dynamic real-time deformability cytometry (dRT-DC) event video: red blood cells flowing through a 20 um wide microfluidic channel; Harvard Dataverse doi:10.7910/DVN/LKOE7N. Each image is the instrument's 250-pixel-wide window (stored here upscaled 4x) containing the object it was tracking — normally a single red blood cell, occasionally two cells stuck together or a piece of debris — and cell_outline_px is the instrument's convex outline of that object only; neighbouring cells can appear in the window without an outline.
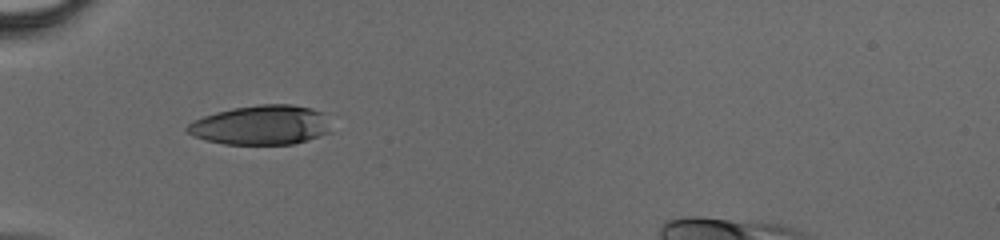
{"species": "human", "species_latin": "Homo sapiens", "temperature_condition": "cold", "stored_images_in_passage": 29, "camera_frame_rate_fps": 3000, "um_per_image_px": 0.085, "donor": {"sex": "male"}, "frame": {"image": 1, "passage_image": 1, "time_ms": 0.0, "image_size_px": [1000, 240], "cell_outline_px": [[332, 132], [308, 140], [292, 144], [224, 144], [204, 140], [184, 132], [184, 128], [188, 124], [204, 116], [216, 112], [232, 108], [260, 104], [292, 104], [312, 108], [324, 112]], "centroid_in_image_um": [22.2, 10.63], "position_along_channel_um": 62.8, "area_um2": 33.41}}
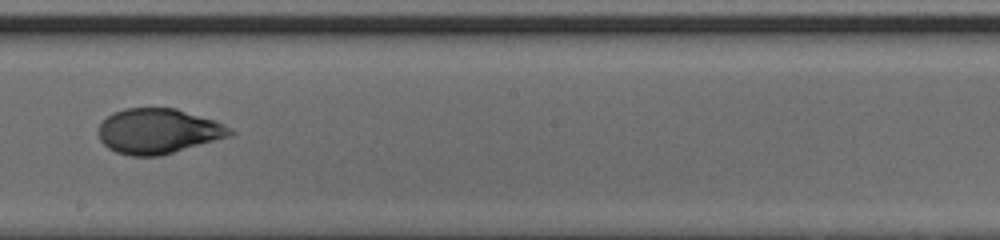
{"frame": {"image": 2, "passage_image": 13, "time_ms": 4.0, "image_size_px": [1000, 240], "cell_outline_px": [[236, 132], [228, 136], [160, 156], [132, 156], [116, 152], [108, 148], [100, 140], [96, 132], [100, 124], [112, 112], [124, 108], [176, 108], [216, 120], [232, 128]], "centroid_in_image_um": [13.42, 11.14], "position_along_channel_um": 234.8, "area_um2": 34.68}}
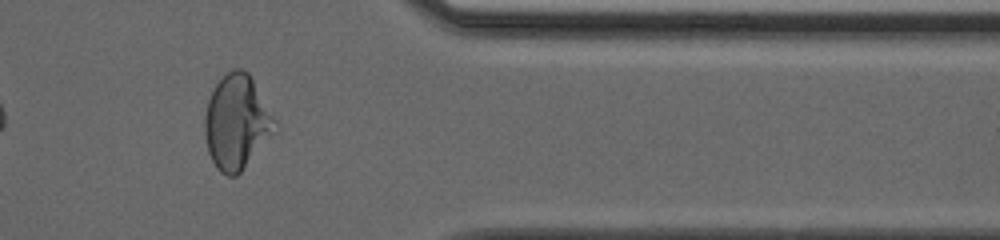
{"frame": {"image": 3, "passage_image": 24, "time_ms": 7.667, "image_size_px": [1000, 240], "cell_outline_px": [[280, 128], [240, 172], [236, 176], [228, 176], [220, 172], [216, 168], [208, 152], [204, 136], [204, 116], [208, 100], [216, 84], [232, 68], [240, 68], [248, 72], [276, 120]], "centroid_in_image_um": [20.13, 10.41], "position_along_channel_um": 391.3, "area_um2": 38.73}}